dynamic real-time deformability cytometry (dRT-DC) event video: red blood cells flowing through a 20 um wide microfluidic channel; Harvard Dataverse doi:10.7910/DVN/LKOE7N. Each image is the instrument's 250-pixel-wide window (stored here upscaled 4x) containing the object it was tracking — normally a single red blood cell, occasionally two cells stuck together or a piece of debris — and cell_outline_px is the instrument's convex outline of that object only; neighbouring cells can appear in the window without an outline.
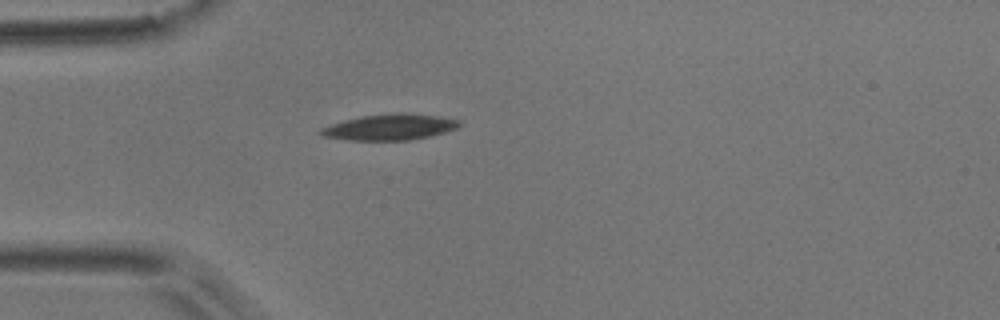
{"species": "common noctule bat (a hibernating species)", "species_latin": "Nyctalus noctula", "temperature_condition": "room temperature", "stored_images_in_passage": 2, "camera_frame_rate_fps": 3000, "um_per_image_px": 0.085, "animal": {"sex": "male", "body_mass_g": 17.9}, "frame": {"image": 1, "passage_image": 1, "time_ms": 0.0, "image_size_px": [1000, 320], "cell_outline_px": [[460, 124], [456, 128], [444, 132], [428, 136], [408, 140], [348, 140], [324, 136], [320, 132], [320, 128], [344, 120], [360, 116], [396, 112], [404, 112], [436, 116], [460, 120]], "centroid_in_image_um": [33.12, 10.79], "position_along_channel_um": 51.9, "area_um2": 20.75}}